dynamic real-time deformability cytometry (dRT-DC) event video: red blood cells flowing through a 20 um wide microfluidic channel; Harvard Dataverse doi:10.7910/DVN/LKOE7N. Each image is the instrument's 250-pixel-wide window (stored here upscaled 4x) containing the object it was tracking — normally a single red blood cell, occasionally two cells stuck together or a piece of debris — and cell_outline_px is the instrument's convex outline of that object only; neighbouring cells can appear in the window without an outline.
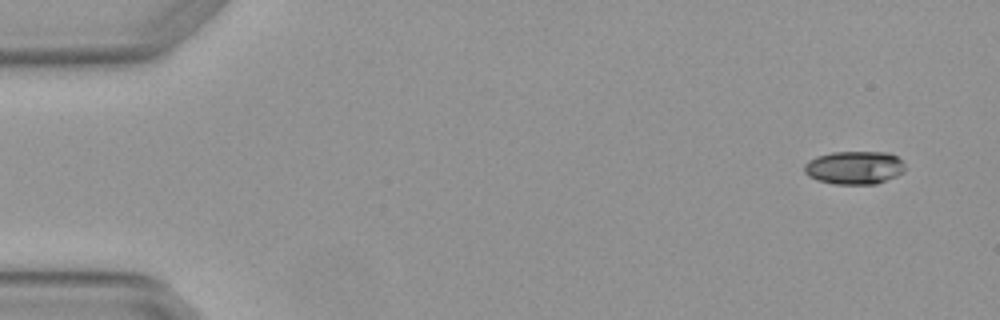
{"species": "Egyptian fruit bat (a non-hibernating species)", "species_latin": "Rousettus aegyptiacus", "temperature_condition": "warm", "stored_images_in_passage": 4, "camera_frame_rate_fps": 3000, "um_per_image_px": 0.085, "animal": {"sex": "female"}, "frame": {"image": 1, "passage_image": 1, "time_ms": 0.0, "image_size_px": [1000, 320], "cell_outline_px": [[904, 172], [896, 176], [876, 184], [836, 184], [816, 180], [808, 176], [804, 172], [804, 164], [808, 160], [816, 156], [832, 152], [888, 152], [896, 156], [904, 164]], "centroid_in_image_um": [72.59, 14.25], "position_along_channel_um": 12.4, "area_um2": 19.59}}
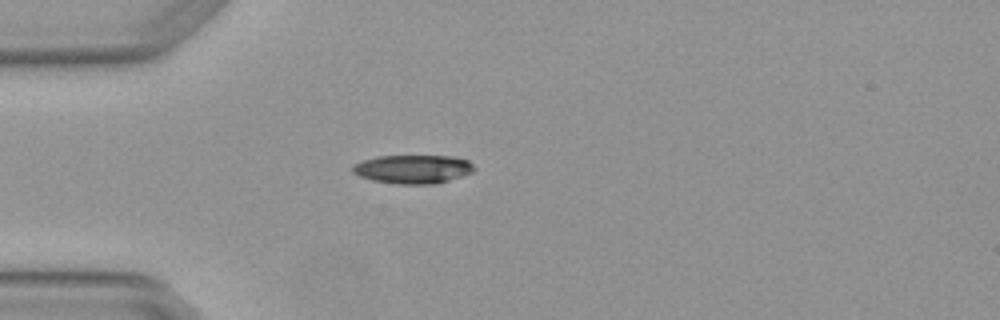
{"frame": {"image": 2, "passage_image": 4, "time_ms": 1.0, "image_size_px": [1000, 320], "cell_outline_px": [[476, 168], [472, 172], [436, 184], [396, 184], [372, 180], [360, 176], [352, 172], [352, 164], [364, 160], [380, 156], [452, 156], [468, 160]], "centroid_in_image_um": [35.09, 14.38], "position_along_channel_um": 49.9, "area_um2": 20.23}}